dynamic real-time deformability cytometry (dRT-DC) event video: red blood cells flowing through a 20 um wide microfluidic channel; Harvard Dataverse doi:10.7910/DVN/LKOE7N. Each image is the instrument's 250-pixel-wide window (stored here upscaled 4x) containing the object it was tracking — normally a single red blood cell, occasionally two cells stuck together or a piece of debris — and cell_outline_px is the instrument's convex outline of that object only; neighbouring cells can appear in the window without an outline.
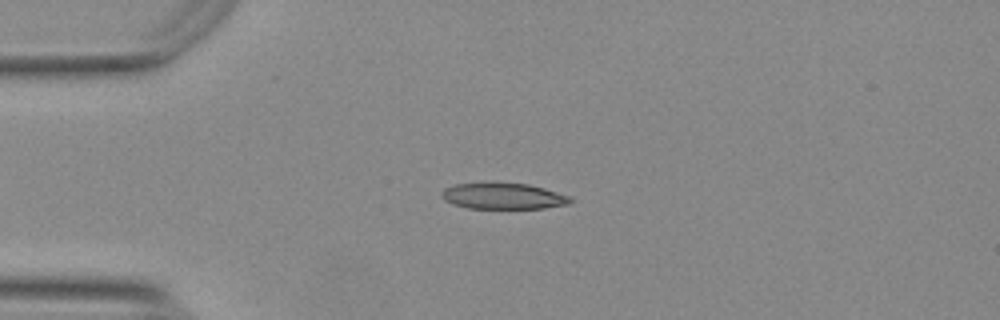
{"species": "Egyptian fruit bat (a non-hibernating species)", "species_latin": "Rousettus aegyptiacus", "temperature_condition": "warm", "stored_images_in_passage": 42, "camera_frame_rate_fps": 3000, "um_per_image_px": 0.085, "animal": {"sex": "female"}, "frame": {"image": 1, "passage_image": 1, "time_ms": 0.0, "image_size_px": [1000, 320], "cell_outline_px": [[572, 200], [568, 204], [544, 208], [468, 208], [452, 204], [444, 200], [440, 196], [440, 192], [444, 188], [456, 184], [488, 180], [528, 184], [544, 188], [568, 196]], "centroid_in_image_um": [42.67, 16.63], "position_along_channel_um": 42.3, "area_um2": 20.17}}
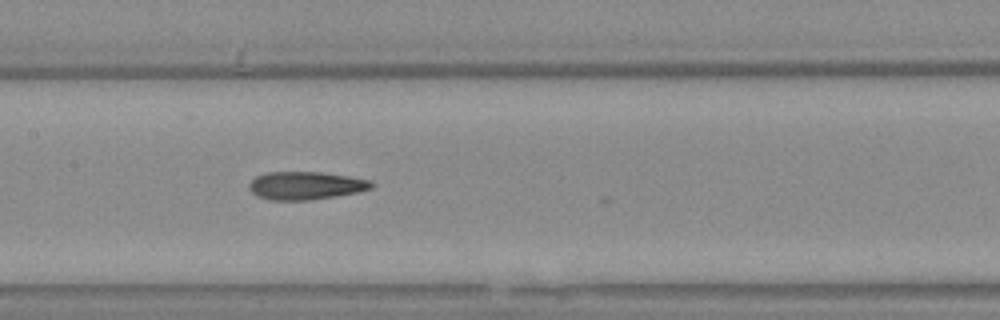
{"frame": {"image": 2, "passage_image": 14, "time_ms": 4.333, "image_size_px": [1000, 320], "cell_outline_px": [[372, 188], [356, 192], [312, 200], [268, 200], [252, 192], [248, 188], [248, 184], [256, 176], [264, 172], [320, 172], [348, 176], [368, 180], [372, 184]], "centroid_in_image_um": [25.92, 15.77], "position_along_channel_um": 181.5, "area_um2": 19.77}}
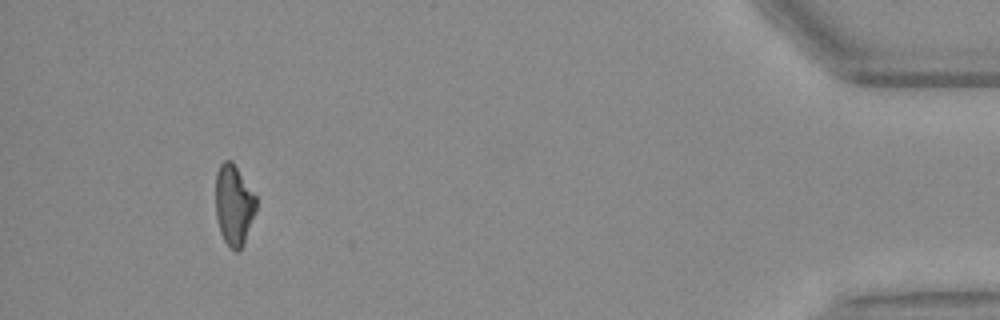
{"frame": {"image": 3, "passage_image": 38, "time_ms": 12.333, "image_size_px": [1000, 320], "cell_outline_px": [[256, 212], [244, 244], [236, 252], [224, 240], [220, 232], [216, 216], [216, 172], [220, 164], [224, 160], [232, 160], [256, 196]], "centroid_in_image_um": [19.88, 17.4], "position_along_channel_um": 415.3, "area_um2": 19.07}, "authors_computed_cell_mechanics": {"area_um2": 19.8543, "velocity_mm_per_s": 3.7759, "shape_relaxation_time_tau1_ms": null, "shape_relaxation_time_tau2_ms": 2.4722, "deformation_change_tau1": null, "deformation_change_tau2": 0.1163}}